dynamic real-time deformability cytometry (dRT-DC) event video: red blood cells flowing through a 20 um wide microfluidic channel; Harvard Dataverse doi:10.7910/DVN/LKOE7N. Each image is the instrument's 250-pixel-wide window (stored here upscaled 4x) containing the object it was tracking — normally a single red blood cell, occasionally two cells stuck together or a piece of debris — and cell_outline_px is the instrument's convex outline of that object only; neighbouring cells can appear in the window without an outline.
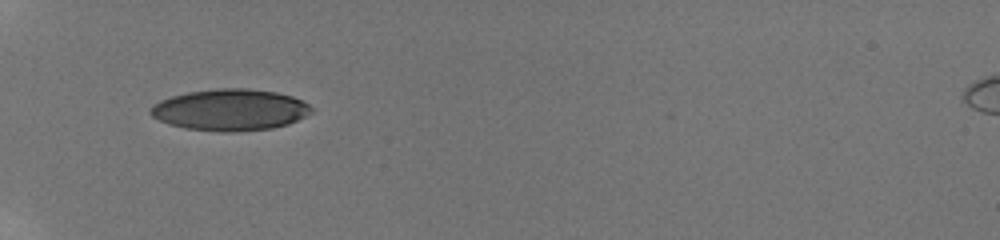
{"species": "human", "species_latin": "Homo sapiens", "temperature_condition": "room temperature", "stored_images_in_passage": 50, "camera_frame_rate_fps": 3000, "um_per_image_px": 0.085, "donor": {"sex": "male"}, "frame": {"image": 1, "passage_image": 1, "time_ms": 0.0, "image_size_px": [1000, 240], "cell_outline_px": [[312, 112], [288, 124], [272, 128], [232, 132], [224, 132], [184, 128], [160, 120], [152, 116], [148, 112], [152, 104], [160, 100], [172, 96], [188, 92], [216, 88], [248, 88], [276, 92], [292, 96], [308, 104], [312, 108]], "centroid_in_image_um": [19.54, 9.33], "position_along_channel_um": 65.5, "area_um2": 38.78}}
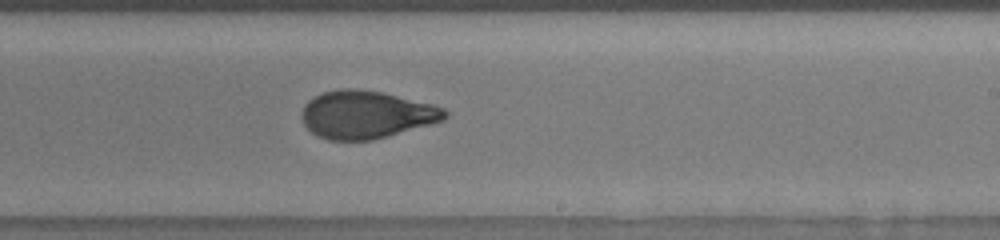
{"frame": {"image": 2, "passage_image": 18, "time_ms": 5.333, "image_size_px": [1000, 240], "cell_outline_px": [[448, 116], [444, 120], [388, 136], [372, 140], [328, 140], [316, 136], [304, 124], [300, 116], [304, 104], [308, 100], [324, 92], [340, 88], [356, 88], [380, 92], [432, 104], [444, 108], [448, 112]], "centroid_in_image_um": [31.1, 9.74], "position_along_channel_um": 257.9, "area_um2": 39.77}}
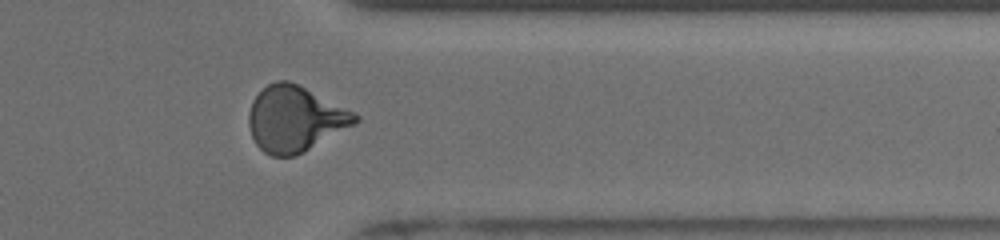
{"frame": {"image": 3, "passage_image": 33, "time_ms": 8.667, "image_size_px": [1000, 240], "cell_outline_px": [[360, 120], [356, 124], [304, 152], [296, 156], [272, 156], [264, 152], [256, 144], [252, 136], [248, 124], [248, 116], [252, 100], [268, 84], [276, 80], [288, 80], [360, 116]], "centroid_in_image_um": [25.05, 10.13], "position_along_channel_um": 386.4, "area_um2": 40.17}, "authors_computed_cell_mechanics": {"area_um2": 39.4196, "velocity_mm_per_s": 3.8916, "shape_relaxation_time_tau1_ms": 5.3211, "shape_relaxation_time_tau2_ms": null, "deformation_change_tau1": 0.1871, "deformation_change_tau2": null}}